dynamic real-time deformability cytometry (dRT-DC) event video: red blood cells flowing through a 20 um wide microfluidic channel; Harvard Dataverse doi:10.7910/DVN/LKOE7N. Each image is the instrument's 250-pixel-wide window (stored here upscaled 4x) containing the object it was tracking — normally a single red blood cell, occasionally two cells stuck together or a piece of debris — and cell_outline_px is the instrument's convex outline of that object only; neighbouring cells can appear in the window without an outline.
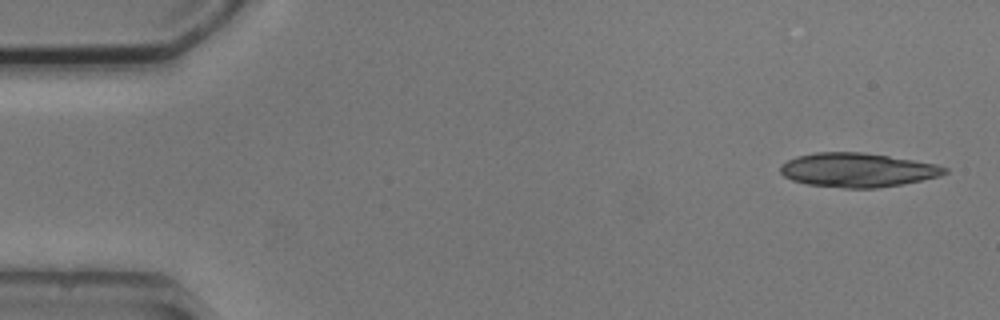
{"species": "common noctule bat (a hibernating species)", "species_latin": "Nyctalus noctula", "temperature_condition": "cold", "stored_images_in_passage": 6, "segment_of_instrument_passage": [1, 2], "camera_frame_rate_fps": 3000, "um_per_image_px": 0.085, "animal": {"sex": "male", "body_mass_g": 20.5, "forearm_length_mm": 52.5}, "frame": {"image": 1, "passage_image": 1, "time_ms": 0.0, "image_size_px": [1000, 320], "cell_outline_px": [[948, 172], [940, 176], [904, 184], [876, 188], [844, 188], [808, 184], [792, 180], [784, 176], [780, 172], [780, 164], [796, 156], [816, 152], [864, 152], [936, 164], [948, 168]], "centroid_in_image_um": [72.88, 14.45], "position_along_channel_um": 12.1, "area_um2": 32.66}}